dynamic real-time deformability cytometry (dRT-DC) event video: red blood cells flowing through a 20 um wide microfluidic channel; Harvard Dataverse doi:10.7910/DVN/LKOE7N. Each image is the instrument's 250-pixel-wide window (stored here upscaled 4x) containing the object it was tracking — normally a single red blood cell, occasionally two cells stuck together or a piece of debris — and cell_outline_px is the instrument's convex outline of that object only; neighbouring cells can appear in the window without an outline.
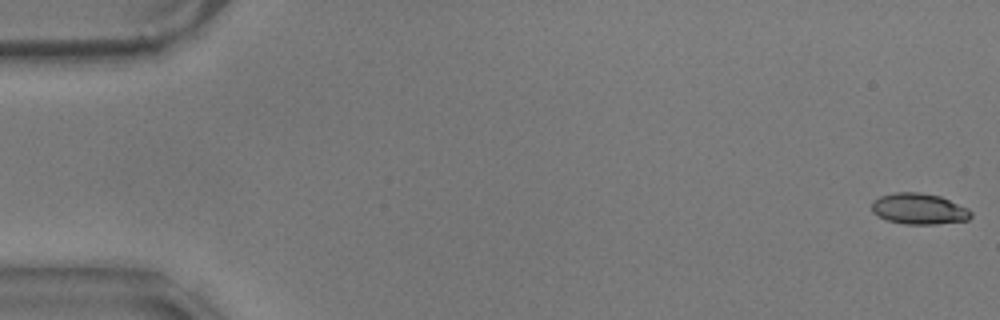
{"species": "common noctule bat (a hibernating species)", "species_latin": "Nyctalus noctula", "temperature_condition": "warm", "stored_images_in_passage": 57, "camera_frame_rate_fps": 3000, "um_per_image_px": 0.085, "animal": {"sex": "male", "body_mass_g": 17.9}, "frame": {"image": 1, "passage_image": 1, "time_ms": 0.0, "image_size_px": [1000, 320], "cell_outline_px": [[972, 216], [968, 220], [936, 224], [904, 224], [888, 220], [876, 216], [872, 212], [872, 200], [880, 196], [896, 192], [920, 192], [940, 196], [968, 208], [972, 212]], "centroid_in_image_um": [78.1, 17.75], "position_along_channel_um": 6.9, "area_um2": 18.03}}
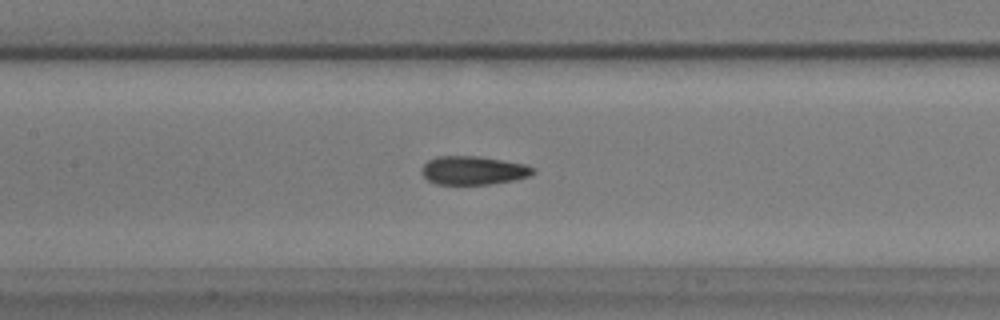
{"frame": {"image": 2, "passage_image": 27, "time_ms": 8.667, "image_size_px": [1000, 320], "cell_outline_px": [[536, 172], [528, 176], [516, 180], [492, 184], [436, 184], [428, 180], [420, 172], [420, 168], [428, 160], [436, 156], [480, 156], [524, 164], [536, 168]], "centroid_in_image_um": [40.23, 14.48], "position_along_channel_um": 167.2, "area_um2": 18.73}}
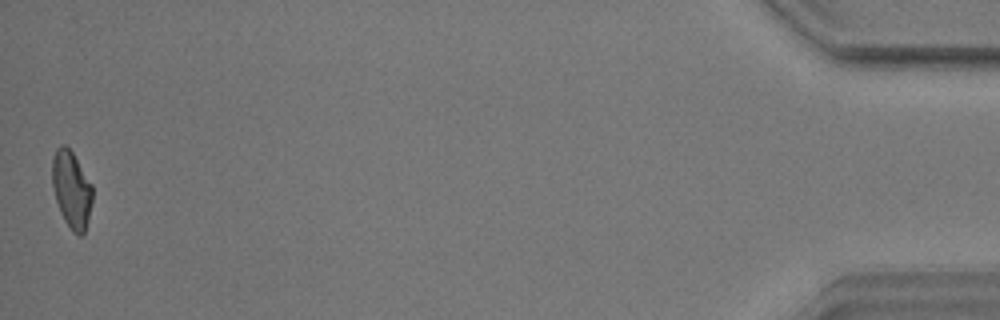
{"frame": {"image": 3, "passage_image": 57, "time_ms": 18.667, "image_size_px": [1000, 320], "cell_outline_px": [[92, 200], [88, 220], [84, 232], [80, 236], [72, 232], [64, 220], [60, 212], [56, 200], [52, 184], [52, 156], [56, 148], [60, 144], [64, 144], [72, 152], [92, 184]], "centroid_in_image_um": [6.07, 16.1], "position_along_channel_um": 429.1, "area_um2": 18.09}, "authors_computed_cell_mechanics": {"area_um2": 18.5538, "velocity_mm_per_s": 3.5428, "shape_relaxation_time_tau1_ms": 8.7705, "shape_relaxation_time_tau2_ms": 1.5977, "deformation_change_tau1": 0.1965, "deformation_change_tau2": 0.0862}}